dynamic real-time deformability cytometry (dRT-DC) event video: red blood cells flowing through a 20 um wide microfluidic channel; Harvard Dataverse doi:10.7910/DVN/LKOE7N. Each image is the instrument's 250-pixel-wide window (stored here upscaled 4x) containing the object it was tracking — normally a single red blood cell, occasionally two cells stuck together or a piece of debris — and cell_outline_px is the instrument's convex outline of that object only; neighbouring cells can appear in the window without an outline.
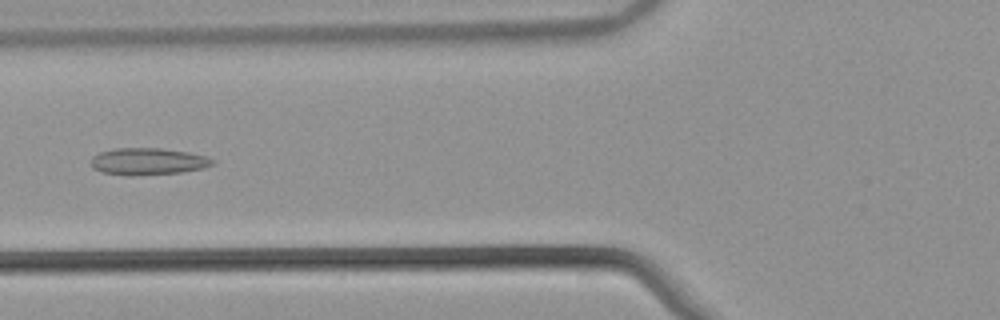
{"species": "common noctule bat (a hibernating species)", "species_latin": "Nyctalus noctula", "temperature_condition": "warm", "stored_images_in_passage": 31, "camera_frame_rate_fps": 3000, "um_per_image_px": 0.085, "animal": {"sex": "male", "body_mass_g": 21.5, "forearm_length_mm": 52.0}, "frame": {"image": 1, "passage_image": 12, "time_ms": 3.667, "image_size_px": [1000, 320], "cell_outline_px": [[212, 164], [204, 168], [180, 172], [132, 176], [128, 176], [100, 172], [92, 168], [92, 156], [100, 152], [116, 148], [160, 148], [188, 152], [204, 156], [212, 160]], "centroid_in_image_um": [12.51, 13.73], "position_along_channel_um": 113.3, "area_um2": 18.96}}
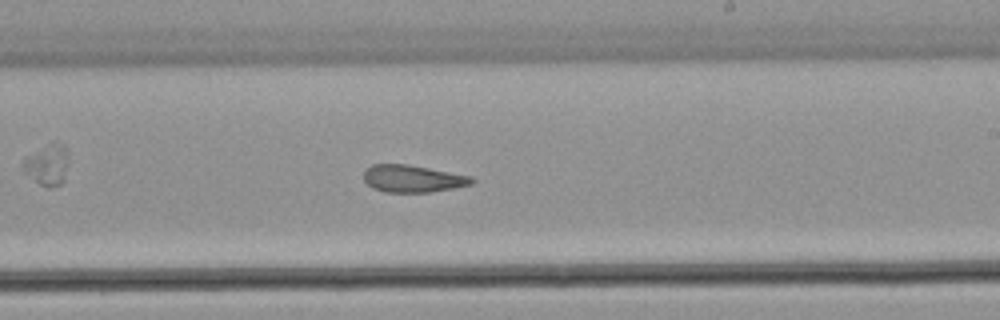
{"frame": {"image": 2, "passage_image": 23, "time_ms": 7.333, "image_size_px": [1000, 320], "cell_outline_px": [[476, 180], [472, 184], [452, 188], [428, 192], [384, 192], [372, 188], [364, 180], [364, 172], [372, 164], [408, 164], [472, 176]], "centroid_in_image_um": [35.08, 15.18], "position_along_channel_um": 253.9, "area_um2": 17.11}}
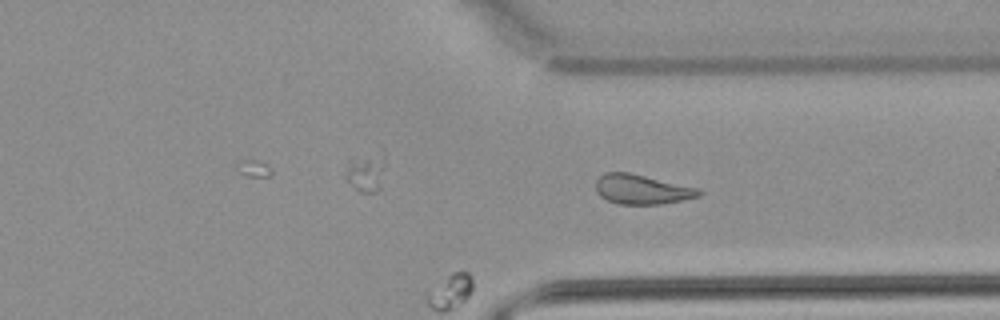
{"frame": {"image": 3, "passage_image": 31, "time_ms": 10.0, "image_size_px": [1000, 320], "cell_outline_px": [[704, 192], [700, 196], [660, 204], [620, 204], [608, 200], [600, 196], [596, 192], [596, 180], [604, 172], [628, 172], [696, 188]], "centroid_in_image_um": [54.51, 16.09], "position_along_channel_um": 356.9, "area_um2": 17.51}}